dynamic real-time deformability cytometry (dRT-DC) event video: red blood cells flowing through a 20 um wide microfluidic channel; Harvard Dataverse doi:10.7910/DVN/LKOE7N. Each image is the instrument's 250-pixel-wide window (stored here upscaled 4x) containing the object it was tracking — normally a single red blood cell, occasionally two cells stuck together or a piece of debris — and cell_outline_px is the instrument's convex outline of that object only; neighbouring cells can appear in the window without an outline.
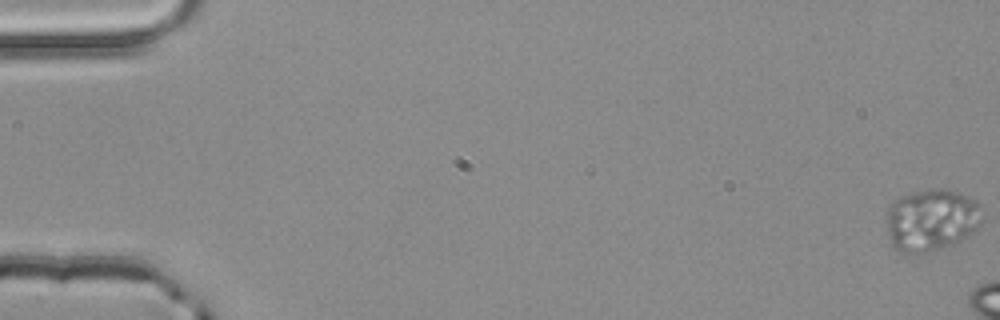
{"species": "common noctule bat (a hibernating species)", "species_latin": "Nyctalus noctula", "temperature_condition": "room temperature", "stored_images_in_passage": 5, "camera_frame_rate_fps": 3000, "um_per_image_px": 0.085, "animal": {"sex": "male", "body_mass_g": 20.4}, "frame": {"image": 1, "passage_image": 1, "time_ms": 0.0, "image_size_px": [1000, 320], "cell_outline_px": [[984, 220], [968, 236], [948, 248], [916, 256], [900, 252], [892, 244], [888, 232], [884, 212], [888, 204], [892, 200], [900, 196], [912, 192], [932, 188], [940, 188], [960, 192], [976, 200], [980, 204], [984, 216]], "centroid_in_image_um": [79.16, 18.71], "position_along_channel_um": 5.8, "area_um2": 36.13}}